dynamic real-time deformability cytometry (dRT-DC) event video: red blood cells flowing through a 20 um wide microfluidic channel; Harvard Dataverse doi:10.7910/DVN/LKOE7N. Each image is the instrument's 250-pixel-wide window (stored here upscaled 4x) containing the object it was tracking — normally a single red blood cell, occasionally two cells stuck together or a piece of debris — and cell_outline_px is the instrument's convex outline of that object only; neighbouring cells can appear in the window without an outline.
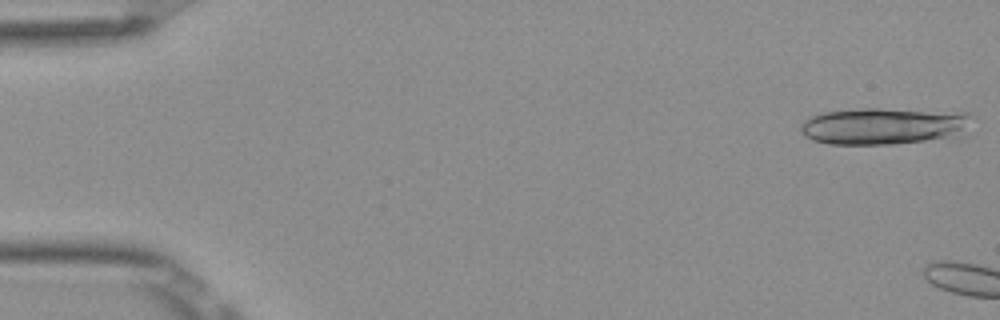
{"species": "Egyptian fruit bat (a non-hibernating species)", "species_latin": "Rousettus aegyptiacus", "temperature_condition": "room temperature", "stored_images_in_passage": 4, "camera_frame_rate_fps": 3000, "um_per_image_px": 0.085, "frame": {"image": 1, "passage_image": 1, "time_ms": 0.0, "image_size_px": [1000, 320], "cell_outline_px": [[972, 116], [960, 132], [944, 136], [924, 140], [896, 144], [828, 144], [812, 140], [804, 136], [800, 132], [800, 128], [804, 120], [812, 116], [824, 112], [868, 108], [876, 108], [968, 112]], "centroid_in_image_um": [74.99, 10.7], "position_along_channel_um": 10.0, "area_um2": 36.01}}